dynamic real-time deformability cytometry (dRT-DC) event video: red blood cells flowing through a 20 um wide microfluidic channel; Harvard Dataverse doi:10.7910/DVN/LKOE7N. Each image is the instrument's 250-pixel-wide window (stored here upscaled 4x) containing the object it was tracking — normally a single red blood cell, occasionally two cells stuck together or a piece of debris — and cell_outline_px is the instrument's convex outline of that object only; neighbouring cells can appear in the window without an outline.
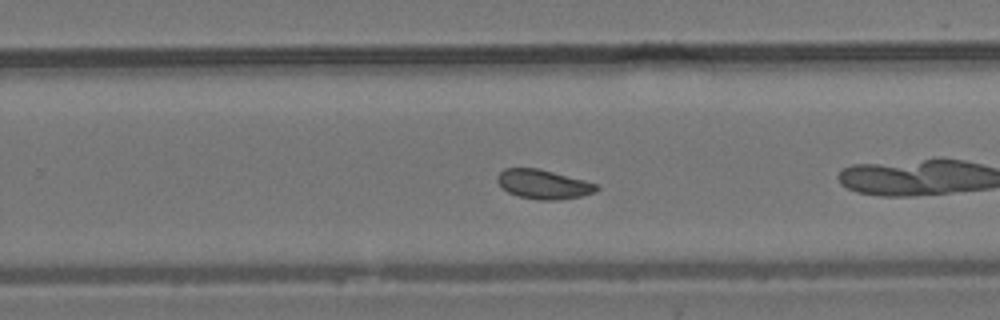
{"species": "common noctule bat (a hibernating species)", "species_latin": "Nyctalus noctula", "temperature_condition": "room temperature", "stored_images_in_passage": 38, "camera_frame_rate_fps": 3000, "um_per_image_px": 0.085, "animal": {"sex": "male", "body_mass_g": 19.2, "forearm_length_mm": 51.8}, "frame": {"image": 1, "passage_image": 17, "time_ms": 5.333, "image_size_px": [1000, 320], "cell_outline_px": [[600, 188], [596, 192], [580, 196], [560, 200], [540, 200], [520, 196], [508, 192], [496, 180], [496, 176], [504, 168], [536, 168], [584, 180], [596, 184]], "centroid_in_image_um": [46.19, 15.66], "position_along_channel_um": 283.6, "area_um2": 16.7}, "authors_computed_cell_mechanics": {"area_um2": 17.1377, "velocity_mm_per_s": 3.7831, "shape_relaxation_time_tau1_ms": 7.267, "shape_relaxation_time_tau2_ms": null, "deformation_change_tau1": 0.1159, "deformation_change_tau2": null}}